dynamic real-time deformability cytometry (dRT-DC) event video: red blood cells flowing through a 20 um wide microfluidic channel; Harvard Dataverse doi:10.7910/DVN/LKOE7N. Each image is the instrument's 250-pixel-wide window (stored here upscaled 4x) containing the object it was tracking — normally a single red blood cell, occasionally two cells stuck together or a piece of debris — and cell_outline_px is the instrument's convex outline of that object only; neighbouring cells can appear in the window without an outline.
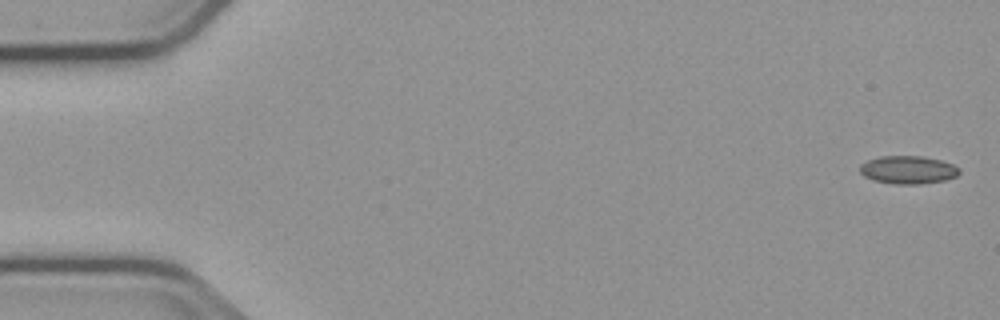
{"species": "common noctule bat (a hibernating species)", "species_latin": "Nyctalus noctula", "temperature_condition": "cold", "stored_images_in_passage": 54, "camera_frame_rate_fps": 3000, "um_per_image_px": 0.085, "animal": {"sex": "male", "body_mass_g": 23.1, "forearm_length_mm": 52.7}, "frame": {"image": 1, "passage_image": 1, "time_ms": 0.0, "image_size_px": [1000, 320], "cell_outline_px": [[960, 172], [956, 176], [944, 180], [920, 184], [896, 184], [872, 180], [864, 176], [860, 172], [860, 164], [868, 160], [880, 156], [924, 156], [940, 160], [952, 164], [960, 168]], "centroid_in_image_um": [77.17, 14.43], "position_along_channel_um": 7.8, "area_um2": 16.24}}
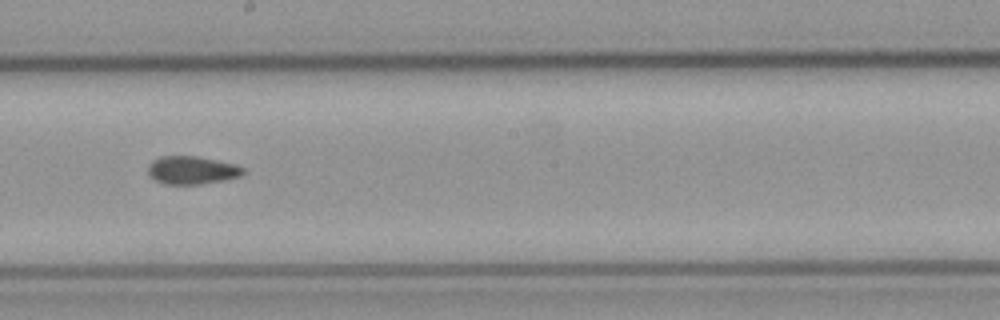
{"frame": {"image": 2, "passage_image": 30, "time_ms": 9.667, "image_size_px": [1000, 320], "cell_outline_px": [[248, 172], [244, 176], [224, 180], [200, 184], [164, 184], [156, 180], [148, 172], [148, 164], [152, 160], [160, 156], [196, 156], [236, 164], [244, 168]], "centroid_in_image_um": [16.37, 14.46], "position_along_channel_um": 231.8, "area_um2": 15.72}}
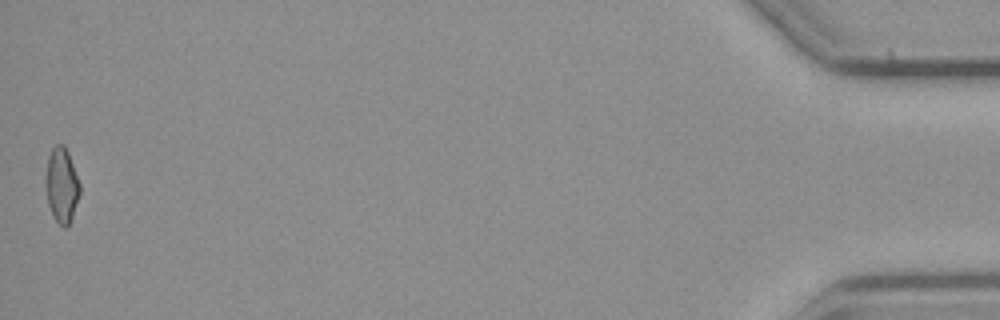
{"frame": {"image": 3, "passage_image": 54, "time_ms": 17.667, "image_size_px": [1000, 320], "cell_outline_px": [[80, 192], [72, 216], [68, 224], [64, 228], [52, 216], [48, 204], [44, 180], [48, 156], [52, 148], [56, 144], [64, 144], [68, 152], [80, 184]], "centroid_in_image_um": [5.21, 15.71], "position_along_channel_um": 430.0, "area_um2": 14.91}, "authors_computed_cell_mechanics": {"area_um2": 15.5193, "velocity_mm_per_s": 3.7702, "shape_relaxation_time_tau1_ms": null, "shape_relaxation_time_tau2_ms": 1.6247, "deformation_change_tau1": null, "deformation_change_tau2": 0.0639}}